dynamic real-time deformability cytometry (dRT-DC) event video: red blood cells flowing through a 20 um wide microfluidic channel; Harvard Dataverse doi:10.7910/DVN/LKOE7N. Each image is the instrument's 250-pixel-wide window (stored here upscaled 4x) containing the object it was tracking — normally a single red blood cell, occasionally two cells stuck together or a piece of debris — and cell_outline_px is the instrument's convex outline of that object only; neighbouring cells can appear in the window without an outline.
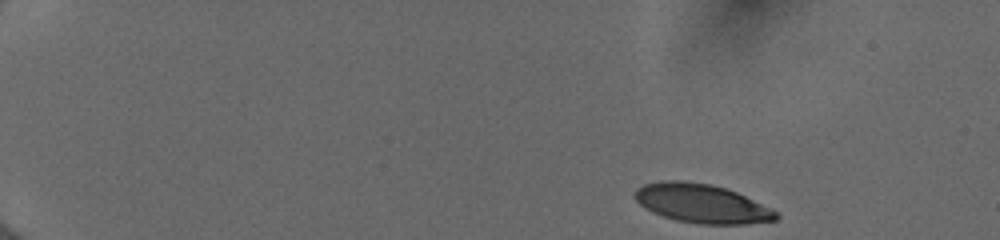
{"species": "human", "species_latin": "Homo sapiens", "temperature_condition": "cold", "stored_images_in_passage": 47, "camera_frame_rate_fps": 3000, "um_per_image_px": 0.085, "donor": {"sex": "female"}, "frame": {"image": 1, "passage_image": 1, "time_ms": 0.0, "image_size_px": [1000, 240], "cell_outline_px": [[780, 216], [776, 220], [744, 224], [700, 224], [676, 220], [652, 212], [644, 208], [636, 200], [636, 188], [644, 184], [660, 180], [680, 180], [712, 184], [736, 192], [772, 208], [780, 212]], "centroid_in_image_um": [59.67, 17.29], "position_along_channel_um": 25.3, "area_um2": 32.08}}
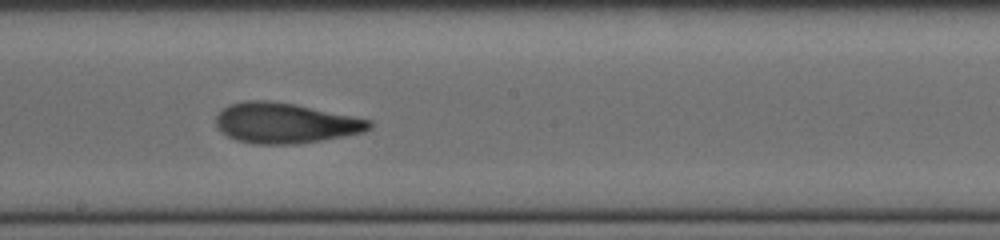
{"frame": {"image": 2, "passage_image": 26, "time_ms": 8.333, "image_size_px": [1000, 240], "cell_outline_px": [[372, 128], [364, 132], [320, 140], [296, 144], [252, 144], [236, 140], [220, 132], [216, 128], [216, 116], [228, 104], [244, 100], [268, 100], [296, 104], [372, 120]], "centroid_in_image_um": [24.21, 10.45], "position_along_channel_um": 224.0, "area_um2": 36.24}}
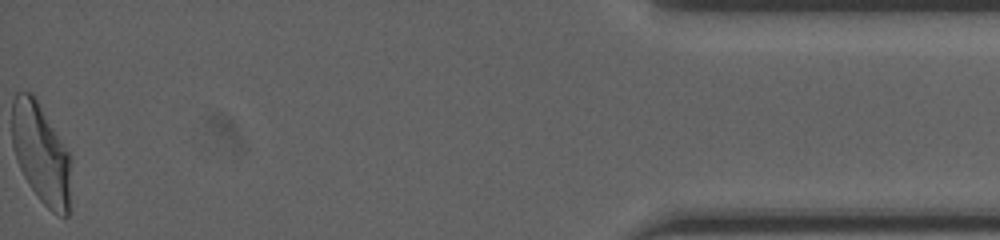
{"frame": {"image": 3, "passage_image": 47, "time_ms": 15.333, "image_size_px": [1000, 240], "cell_outline_px": [[72, 160], [68, 216], [64, 216], [52, 212], [40, 200], [28, 184], [16, 160], [12, 144], [12, 100], [16, 92], [32, 92], [68, 152]], "centroid_in_image_um": [3.48, 13.06], "position_along_channel_um": 431.7, "area_um2": 34.39}, "authors_computed_cell_mechanics": {"area_um2": 34.7956, "velocity_mm_per_s": 3.9972, "shape_relaxation_time_tau1_ms": 4.2729, "shape_relaxation_time_tau2_ms": 1.6487, "deformation_change_tau1": 0.1954, "deformation_change_tau2": 0.0961}}